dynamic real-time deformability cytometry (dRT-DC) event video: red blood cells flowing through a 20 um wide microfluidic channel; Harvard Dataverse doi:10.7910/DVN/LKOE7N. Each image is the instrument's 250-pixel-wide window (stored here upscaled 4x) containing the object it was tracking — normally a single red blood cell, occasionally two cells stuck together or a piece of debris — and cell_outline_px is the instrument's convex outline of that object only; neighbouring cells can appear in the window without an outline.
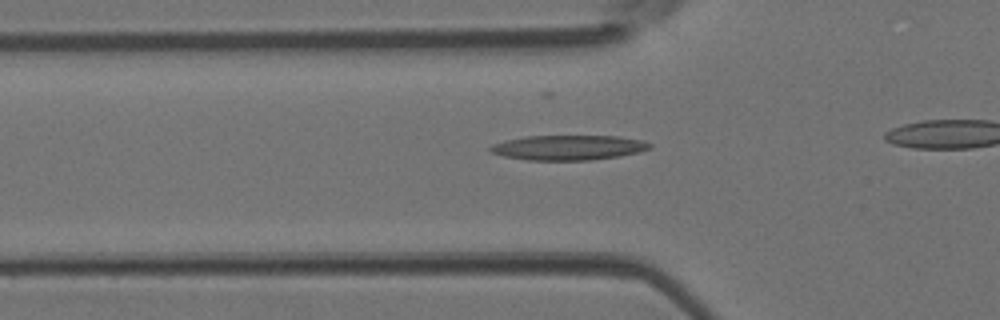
{"species": "Egyptian fruit bat (a non-hibernating species)", "species_latin": "Rousettus aegyptiacus", "temperature_condition": "room temperature", "stored_images_in_passage": 24, "camera_frame_rate_fps": 3000, "um_per_image_px": 0.085, "animal": {"sex": "female"}, "frame": {"image": 1, "passage_image": 3, "time_ms": 0.667, "image_size_px": [1000, 320], "cell_outline_px": [[652, 148], [640, 152], [620, 156], [588, 160], [528, 160], [504, 156], [492, 152], [488, 148], [492, 144], [504, 140], [524, 136], [616, 136], [644, 140], [652, 144]], "centroid_in_image_um": [48.33, 12.54], "position_along_channel_um": 77.5, "area_um2": 23.24}}
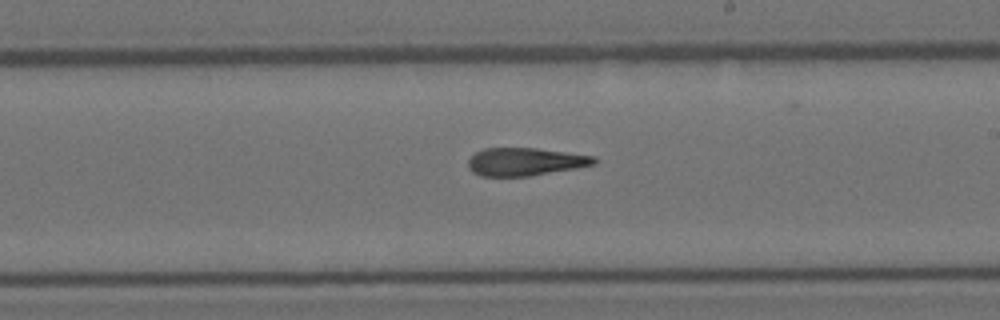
{"frame": {"image": 2, "passage_image": 14, "time_ms": 4.333, "image_size_px": [1000, 320], "cell_outline_px": [[596, 164], [576, 168], [528, 176], [480, 176], [472, 172], [468, 168], [468, 160], [476, 152], [484, 148], [536, 148], [596, 156]], "centroid_in_image_um": [44.63, 13.74], "position_along_channel_um": 244.4, "area_um2": 20.46}}
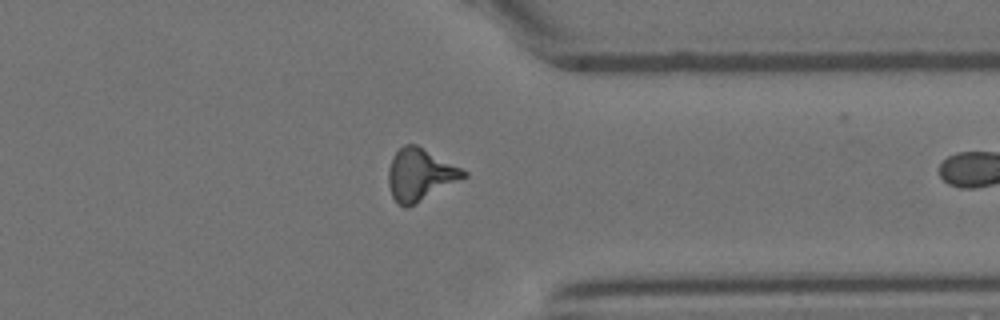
{"frame": {"image": 3, "passage_image": 23, "time_ms": 7.333, "image_size_px": [1000, 320], "cell_outline_px": [[468, 176], [416, 204], [408, 208], [404, 208], [392, 196], [388, 184], [388, 168], [392, 156], [404, 144], [416, 144], [468, 172]], "centroid_in_image_um": [35.69, 14.86], "position_along_channel_um": 375.7, "area_um2": 22.77}}